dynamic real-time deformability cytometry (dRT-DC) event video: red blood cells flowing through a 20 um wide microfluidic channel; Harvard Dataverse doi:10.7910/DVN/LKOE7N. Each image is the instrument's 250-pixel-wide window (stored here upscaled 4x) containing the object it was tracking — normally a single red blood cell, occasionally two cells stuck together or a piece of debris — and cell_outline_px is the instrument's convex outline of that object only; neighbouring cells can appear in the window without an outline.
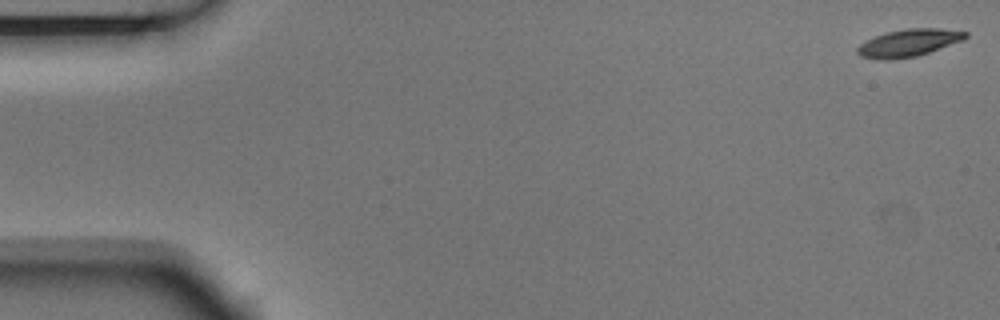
{"species": "Egyptian fruit bat (a non-hibernating species)", "species_latin": "Rousettus aegyptiacus", "temperature_condition": "room temperature", "stored_images_in_passage": 5, "camera_frame_rate_fps": 3000, "um_per_image_px": 0.085, "animal": {"sex": "male"}, "frame": {"image": 1, "passage_image": 1, "time_ms": 0.0, "image_size_px": [1000, 320], "cell_outline_px": [[968, 36], [964, 40], [916, 56], [888, 60], [876, 60], [860, 56], [856, 52], [856, 48], [860, 44], [876, 36], [888, 32], [904, 28], [940, 28], [968, 32]], "centroid_in_image_um": [77.23, 3.64], "position_along_channel_um": 7.8, "area_um2": 17.22}}
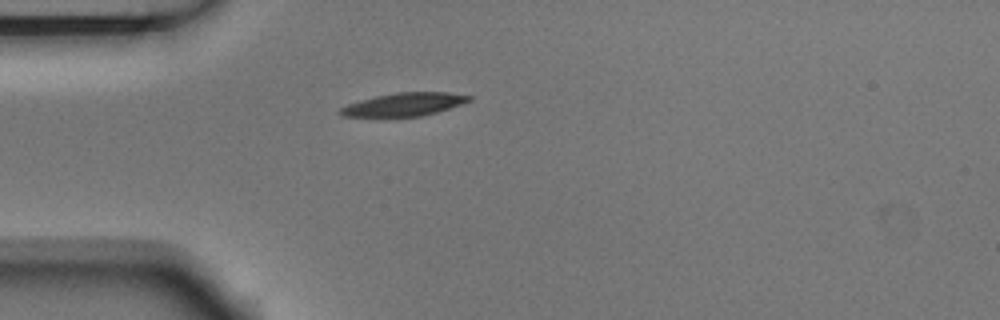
{"frame": {"image": 2, "passage_image": 5, "time_ms": 1.333, "image_size_px": [1000, 320], "cell_outline_px": [[472, 100], [436, 112], [420, 116], [344, 116], [340, 112], [340, 108], [348, 104], [376, 96], [396, 92], [448, 92], [472, 96]], "centroid_in_image_um": [34.39, 8.86], "position_along_channel_um": 50.6, "area_um2": 16.94}}